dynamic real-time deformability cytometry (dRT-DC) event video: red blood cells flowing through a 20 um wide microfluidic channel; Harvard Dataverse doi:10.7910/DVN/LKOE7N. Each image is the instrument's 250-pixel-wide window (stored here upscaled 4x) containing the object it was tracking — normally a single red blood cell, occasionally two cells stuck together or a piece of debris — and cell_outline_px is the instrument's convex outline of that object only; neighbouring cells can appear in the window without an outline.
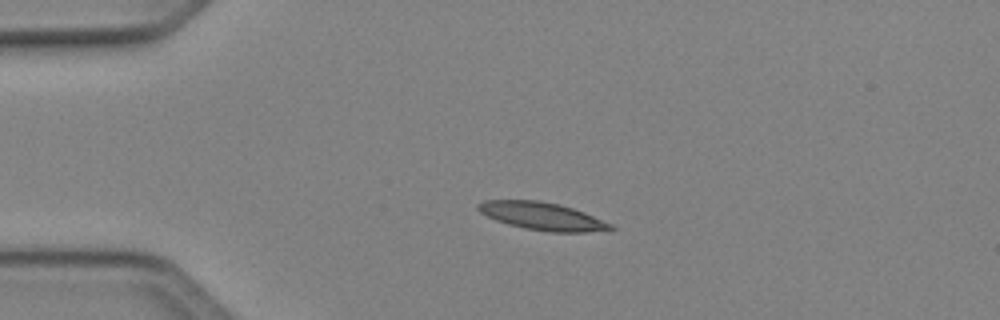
{"species": "Egyptian fruit bat (a non-hibernating species)", "species_latin": "Rousettus aegyptiacus", "temperature_condition": "cold", "stored_images_in_passage": 39, "camera_frame_rate_fps": 3000, "um_per_image_px": 0.085, "animal": {"sex": "female"}, "frame": {"image": 1, "passage_image": 1, "time_ms": 0.0, "image_size_px": [1000, 320], "cell_outline_px": [[616, 228], [612, 232], [548, 232], [524, 228], [508, 224], [496, 220], [480, 212], [476, 208], [476, 204], [484, 200], [540, 200], [572, 208], [584, 212], [612, 224]], "centroid_in_image_um": [46.14, 18.39], "position_along_channel_um": 38.9, "area_um2": 21.62}}
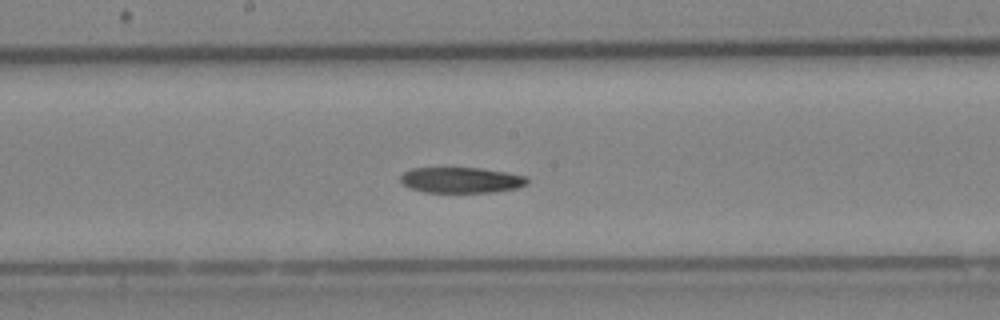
{"frame": {"image": 2, "passage_image": 16, "time_ms": 5.0, "image_size_px": [1000, 320], "cell_outline_px": [[528, 184], [516, 188], [492, 192], [424, 192], [408, 188], [400, 180], [400, 176], [404, 172], [412, 168], [480, 168], [528, 176]], "centroid_in_image_um": [39.19, 15.31], "position_along_channel_um": 209.0, "area_um2": 18.96}}
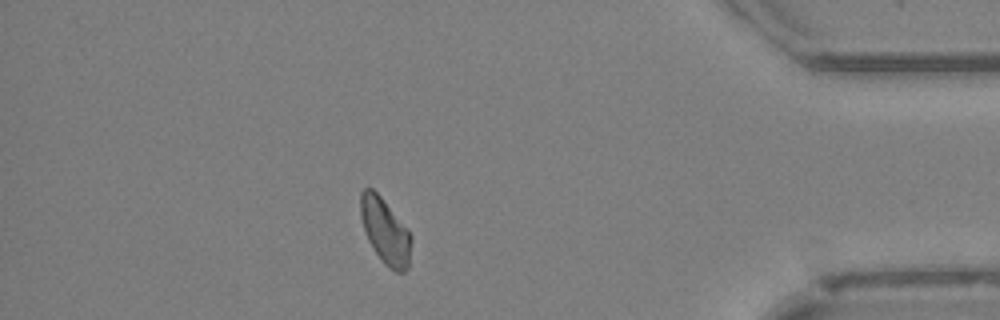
{"frame": {"image": 3, "passage_image": 33, "time_ms": 10.667, "image_size_px": [1000, 320], "cell_outline_px": [[412, 240], [408, 268], [404, 272], [396, 272], [388, 268], [380, 260], [368, 240], [360, 216], [360, 192], [364, 188], [372, 188], [380, 196], [412, 236]], "centroid_in_image_um": [32.73, 19.68], "position_along_channel_um": 402.5, "area_um2": 19.19}}